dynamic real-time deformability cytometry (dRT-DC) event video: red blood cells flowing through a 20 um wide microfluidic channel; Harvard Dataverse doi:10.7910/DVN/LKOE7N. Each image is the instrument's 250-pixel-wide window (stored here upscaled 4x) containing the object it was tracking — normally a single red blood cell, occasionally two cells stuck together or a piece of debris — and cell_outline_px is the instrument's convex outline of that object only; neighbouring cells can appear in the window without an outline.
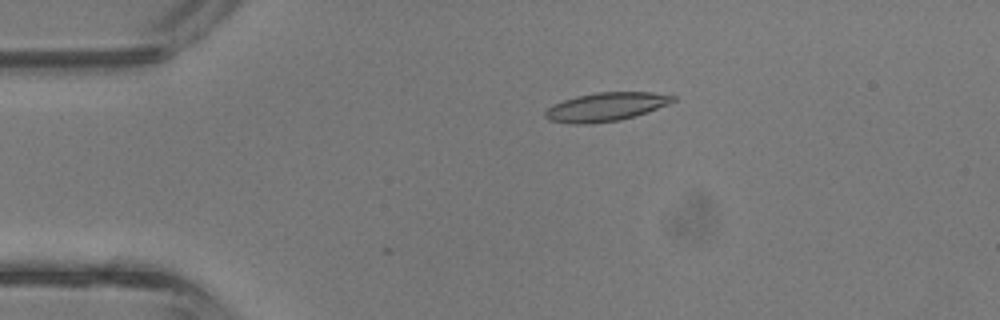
{"species": "common noctule bat (a hibernating species)", "species_latin": "Nyctalus noctula", "temperature_condition": "room temperature", "stored_images_in_passage": 2, "camera_frame_rate_fps": 3000, "um_per_image_px": 0.085, "animal": {"sex": "male", "body_mass_g": 13.3}, "frame": {"image": 1, "passage_image": 1, "time_ms": 0.0, "image_size_px": [1000, 320], "cell_outline_px": [[676, 100], [668, 104], [636, 116], [620, 120], [588, 124], [576, 124], [548, 120], [544, 116], [544, 112], [552, 104], [576, 96], [596, 92], [652, 92], [676, 96]], "centroid_in_image_um": [51.49, 9.08], "position_along_channel_um": 33.5, "area_um2": 21.33}}